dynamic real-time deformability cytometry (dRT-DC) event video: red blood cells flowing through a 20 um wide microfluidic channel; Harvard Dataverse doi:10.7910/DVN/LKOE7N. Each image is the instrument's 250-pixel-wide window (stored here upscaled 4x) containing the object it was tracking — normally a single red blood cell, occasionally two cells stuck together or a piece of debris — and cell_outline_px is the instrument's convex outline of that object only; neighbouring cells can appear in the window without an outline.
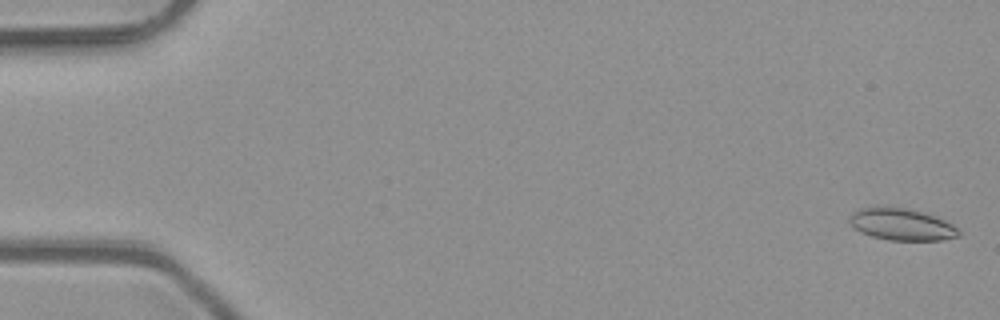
{"species": "common noctule bat (a hibernating species)", "species_latin": "Nyctalus noctula", "temperature_condition": "room temperature", "stored_images_in_passage": 52, "camera_frame_rate_fps": 3000, "um_per_image_px": 0.085, "animal": {"sex": "male", "body_mass_g": 23.1, "forearm_length_mm": 52.7}, "frame": {"image": 1, "passage_image": 2, "time_ms": 0.333, "image_size_px": [1000, 320], "cell_outline_px": [[960, 236], [940, 240], [888, 240], [872, 236], [860, 232], [848, 220], [848, 216], [852, 212], [860, 208], [876, 204], [904, 208], [924, 212], [936, 216], [952, 224], [960, 232]], "centroid_in_image_um": [76.59, 19.04], "position_along_channel_um": 8.4, "area_um2": 20.63}}
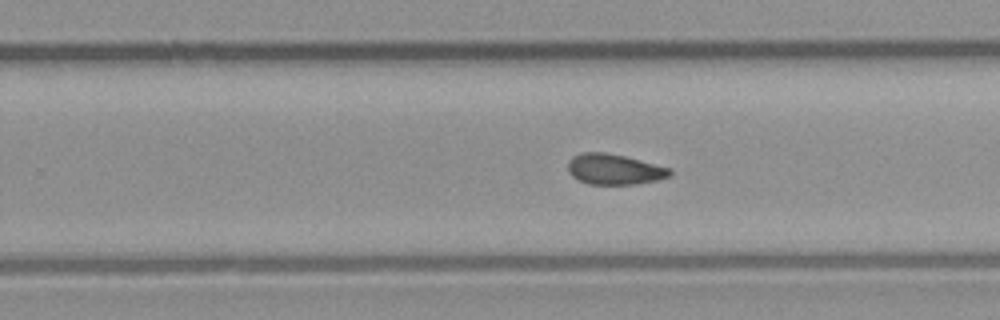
{"frame": {"image": 2, "passage_image": 33, "time_ms": 10.667, "image_size_px": [1000, 320], "cell_outline_px": [[672, 176], [656, 180], [636, 184], [588, 184], [572, 176], [568, 172], [568, 160], [572, 156], [580, 152], [604, 152], [624, 156], [672, 168]], "centroid_in_image_um": [52.21, 14.38], "position_along_channel_um": 277.6, "area_um2": 18.26}}
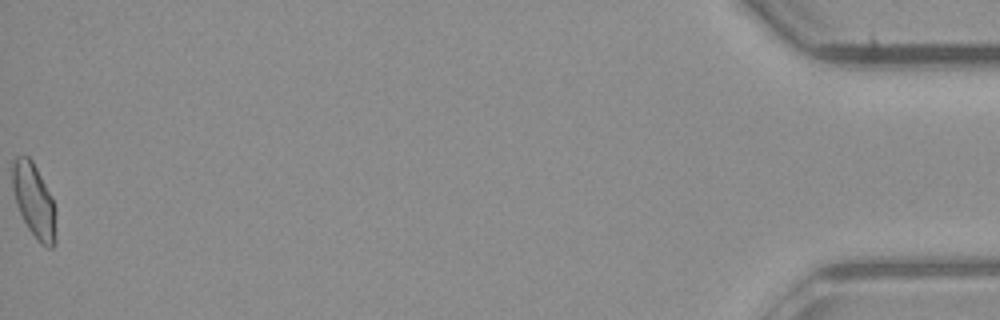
{"frame": {"image": 3, "passage_image": 52, "time_ms": 17.0, "image_size_px": [1000, 320], "cell_outline_px": [[56, 244], [52, 248], [48, 248], [40, 244], [28, 228], [16, 204], [12, 188], [12, 160], [16, 156], [28, 156], [32, 160], [56, 208]], "centroid_in_image_um": [2.89, 17.1], "position_along_channel_um": 432.3, "area_um2": 18.79}, "authors_computed_cell_mechanics": {"area_um2": 18.6694, "velocity_mm_per_s": 4.098, "shape_relaxation_time_tau1_ms": 10.5863, "shape_relaxation_time_tau2_ms": 2.8351, "deformation_change_tau1": 0.192, "deformation_change_tau2": 0.079}}